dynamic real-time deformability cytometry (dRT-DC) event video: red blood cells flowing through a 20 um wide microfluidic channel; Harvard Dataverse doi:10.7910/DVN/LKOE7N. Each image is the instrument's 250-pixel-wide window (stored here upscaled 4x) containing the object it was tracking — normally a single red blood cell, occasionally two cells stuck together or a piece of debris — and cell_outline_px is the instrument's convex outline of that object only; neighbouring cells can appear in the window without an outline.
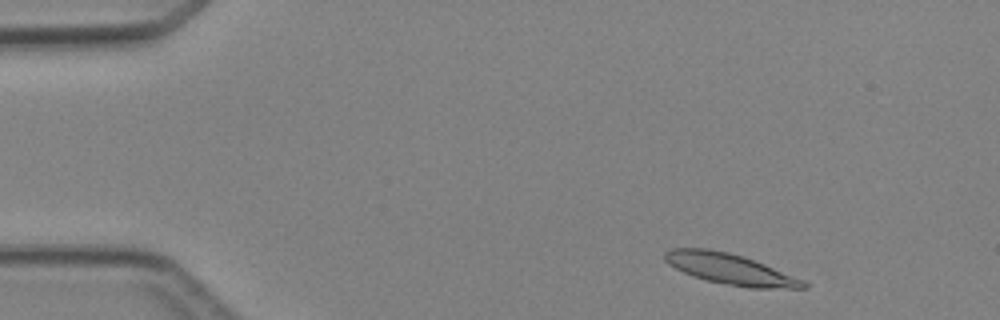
{"species": "Egyptian fruit bat (a non-hibernating species)", "species_latin": "Rousettus aegyptiacus", "temperature_condition": "cold", "stored_images_in_passage": 4, "camera_frame_rate_fps": 3000, "um_per_image_px": 0.085, "animal": {"sex": "female"}, "frame": {"image": 1, "passage_image": 1, "time_ms": 0.0, "image_size_px": [1000, 320], "cell_outline_px": [[808, 288], [748, 288], [708, 280], [692, 276], [668, 264], [664, 260], [664, 252], [668, 248], [708, 248], [728, 252], [744, 256], [804, 280], [808, 284]], "centroid_in_image_um": [62.04, 22.85], "position_along_channel_um": 23.0, "area_um2": 24.74}}